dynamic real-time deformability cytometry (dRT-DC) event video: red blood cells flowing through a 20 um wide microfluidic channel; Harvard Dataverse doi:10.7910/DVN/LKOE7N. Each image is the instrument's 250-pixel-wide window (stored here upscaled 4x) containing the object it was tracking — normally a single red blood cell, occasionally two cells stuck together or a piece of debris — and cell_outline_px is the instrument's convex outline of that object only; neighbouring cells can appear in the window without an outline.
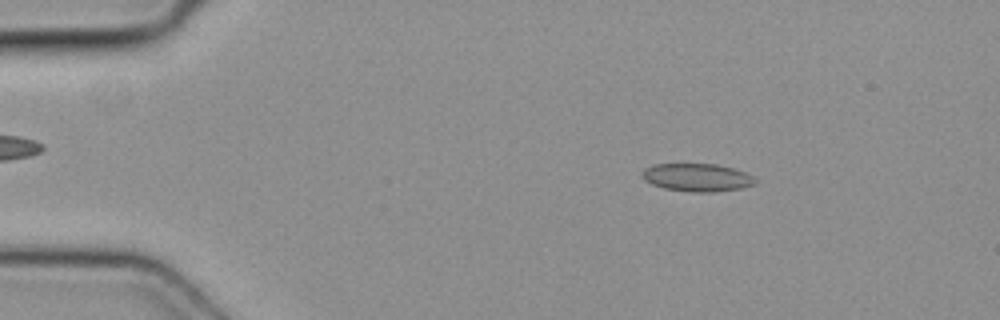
{"species": "common noctule bat (a hibernating species)", "species_latin": "Nyctalus noctula", "temperature_condition": "cold", "stored_images_in_passage": 49, "camera_frame_rate_fps": 3000, "um_per_image_px": 0.085, "animal": {"sex": "female", "body_mass_g": 19.3, "forearm_length_mm": 54.1}, "frame": {"image": 1, "passage_image": 8, "time_ms": 2.333, "image_size_px": [1000, 320], "cell_outline_px": [[756, 184], [740, 188], [712, 192], [692, 192], [664, 188], [652, 184], [644, 180], [640, 176], [640, 172], [644, 168], [652, 164], [716, 164], [732, 168], [744, 172], [752, 176], [756, 180]], "centroid_in_image_um": [59.19, 15.08], "position_along_channel_um": 25.8, "area_um2": 18.44}}
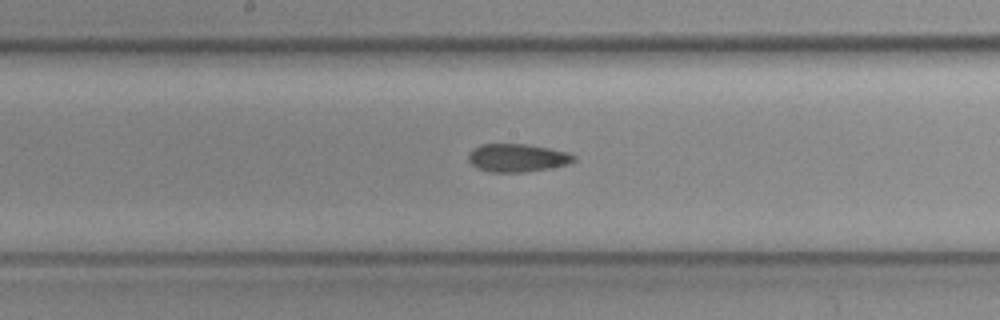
{"frame": {"image": 2, "passage_image": 26, "time_ms": 8.333, "image_size_px": [1000, 320], "cell_outline_px": [[576, 160], [568, 164], [548, 168], [524, 172], [488, 172], [476, 168], [468, 160], [468, 152], [472, 148], [480, 144], [524, 144], [548, 148], [568, 152], [576, 156]], "centroid_in_image_um": [43.93, 13.41], "position_along_channel_um": 204.3, "area_um2": 17.34}}
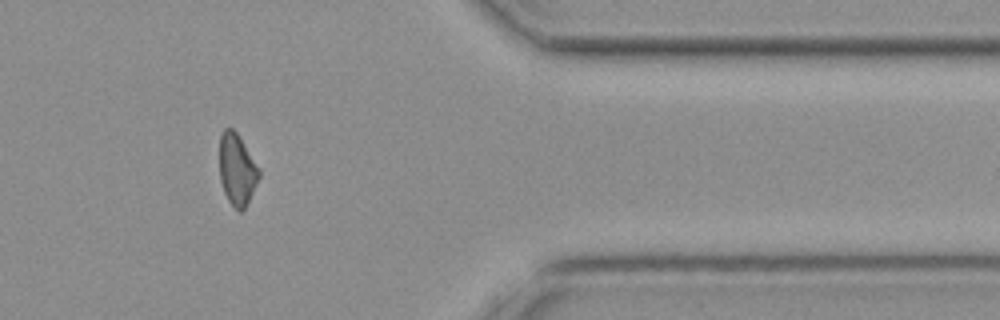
{"frame": {"image": 3, "passage_image": 41, "time_ms": 13.333, "image_size_px": [1000, 320], "cell_outline_px": [[260, 176], [244, 208], [240, 212], [228, 200], [224, 192], [220, 180], [220, 136], [224, 128], [232, 128], [236, 132], [260, 168]], "centroid_in_image_um": [20.14, 14.38], "position_along_channel_um": 391.3, "area_um2": 16.18}}